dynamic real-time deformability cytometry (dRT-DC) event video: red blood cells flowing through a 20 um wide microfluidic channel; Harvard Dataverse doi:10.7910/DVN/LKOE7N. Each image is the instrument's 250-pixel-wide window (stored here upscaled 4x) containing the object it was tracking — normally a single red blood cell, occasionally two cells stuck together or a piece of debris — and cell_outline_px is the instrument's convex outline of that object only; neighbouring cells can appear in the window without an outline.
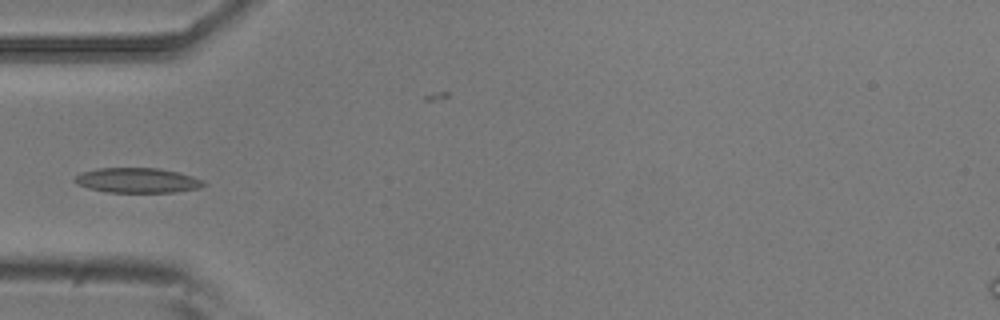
{"species": "common noctule bat (a hibernating species)", "species_latin": "Nyctalus noctula", "temperature_condition": "room temperature", "stored_images_in_passage": 4, "camera_frame_rate_fps": 3000, "um_per_image_px": 0.085, "animal": {"sex": "male", "body_mass_g": 20.5, "forearm_length_mm": 52.5}, "frame": {"image": 1, "passage_image": 3, "time_ms": 0.667, "image_size_px": [1000, 320], "cell_outline_px": [[208, 184], [200, 188], [176, 192], [108, 192], [88, 188], [76, 184], [72, 180], [76, 176], [84, 172], [96, 168], [160, 168], [180, 172], [204, 180]], "centroid_in_image_um": [11.72, 15.33], "position_along_channel_um": 73.3, "area_um2": 18.9}}
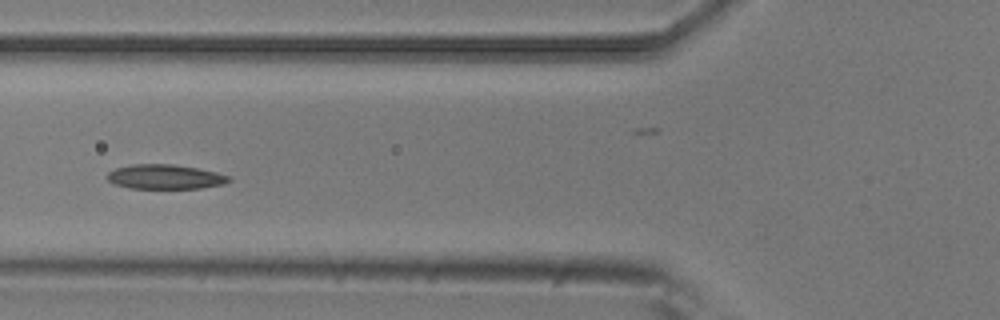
{"frame": {"image": 2, "passage_image": 4, "time_ms": 1.0, "image_size_px": [1000, 320], "cell_outline_px": [[232, 180], [224, 184], [200, 188], [128, 188], [112, 184], [108, 180], [108, 172], [116, 168], [132, 164], [172, 164], [196, 168], [216, 172], [232, 176]], "centroid_in_image_um": [14.04, 15.03], "position_along_channel_um": 111.8, "area_um2": 17.46}}